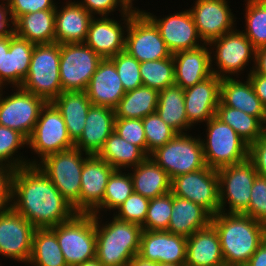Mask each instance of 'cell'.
Instances as JSON below:
<instances>
[{
    "mask_svg": "<svg viewBox=\"0 0 266 266\" xmlns=\"http://www.w3.org/2000/svg\"><path fill=\"white\" fill-rule=\"evenodd\" d=\"M11 207L35 228L54 227L76 214L74 208L37 165L14 171Z\"/></svg>",
    "mask_w": 266,
    "mask_h": 266,
    "instance_id": "1",
    "label": "cell"
},
{
    "mask_svg": "<svg viewBox=\"0 0 266 266\" xmlns=\"http://www.w3.org/2000/svg\"><path fill=\"white\" fill-rule=\"evenodd\" d=\"M225 266H245L266 239V225L240 213L219 212L211 218Z\"/></svg>",
    "mask_w": 266,
    "mask_h": 266,
    "instance_id": "2",
    "label": "cell"
},
{
    "mask_svg": "<svg viewBox=\"0 0 266 266\" xmlns=\"http://www.w3.org/2000/svg\"><path fill=\"white\" fill-rule=\"evenodd\" d=\"M102 219L95 215L96 258L103 266H128L138 255L142 227L113 216L105 224Z\"/></svg>",
    "mask_w": 266,
    "mask_h": 266,
    "instance_id": "3",
    "label": "cell"
},
{
    "mask_svg": "<svg viewBox=\"0 0 266 266\" xmlns=\"http://www.w3.org/2000/svg\"><path fill=\"white\" fill-rule=\"evenodd\" d=\"M89 156L74 147L51 154L37 164L76 213H80L81 173Z\"/></svg>",
    "mask_w": 266,
    "mask_h": 266,
    "instance_id": "4",
    "label": "cell"
},
{
    "mask_svg": "<svg viewBox=\"0 0 266 266\" xmlns=\"http://www.w3.org/2000/svg\"><path fill=\"white\" fill-rule=\"evenodd\" d=\"M59 65L60 44H35L27 76L20 87L52 102L63 92Z\"/></svg>",
    "mask_w": 266,
    "mask_h": 266,
    "instance_id": "5",
    "label": "cell"
},
{
    "mask_svg": "<svg viewBox=\"0 0 266 266\" xmlns=\"http://www.w3.org/2000/svg\"><path fill=\"white\" fill-rule=\"evenodd\" d=\"M206 126L205 139L201 137L206 166L219 169L248 159L249 145L233 128L216 116Z\"/></svg>",
    "mask_w": 266,
    "mask_h": 266,
    "instance_id": "6",
    "label": "cell"
},
{
    "mask_svg": "<svg viewBox=\"0 0 266 266\" xmlns=\"http://www.w3.org/2000/svg\"><path fill=\"white\" fill-rule=\"evenodd\" d=\"M51 229L55 232L65 262L76 266L96 257L95 215L76 213Z\"/></svg>",
    "mask_w": 266,
    "mask_h": 266,
    "instance_id": "7",
    "label": "cell"
},
{
    "mask_svg": "<svg viewBox=\"0 0 266 266\" xmlns=\"http://www.w3.org/2000/svg\"><path fill=\"white\" fill-rule=\"evenodd\" d=\"M27 146L39 157H34L33 161L28 159L29 165H37L51 154L75 147L60 111L52 102H46L42 107Z\"/></svg>",
    "mask_w": 266,
    "mask_h": 266,
    "instance_id": "8",
    "label": "cell"
},
{
    "mask_svg": "<svg viewBox=\"0 0 266 266\" xmlns=\"http://www.w3.org/2000/svg\"><path fill=\"white\" fill-rule=\"evenodd\" d=\"M149 157L166 171L171 180L206 167L199 134L198 137L188 133L177 134Z\"/></svg>",
    "mask_w": 266,
    "mask_h": 266,
    "instance_id": "9",
    "label": "cell"
},
{
    "mask_svg": "<svg viewBox=\"0 0 266 266\" xmlns=\"http://www.w3.org/2000/svg\"><path fill=\"white\" fill-rule=\"evenodd\" d=\"M208 45L211 46L212 73L221 79L233 76L238 78L246 66H249V63L251 65V61L255 63V48L243 31L237 28L214 39Z\"/></svg>",
    "mask_w": 266,
    "mask_h": 266,
    "instance_id": "10",
    "label": "cell"
},
{
    "mask_svg": "<svg viewBox=\"0 0 266 266\" xmlns=\"http://www.w3.org/2000/svg\"><path fill=\"white\" fill-rule=\"evenodd\" d=\"M220 212L243 214L249 206L251 188L258 175L253 163L243 162L217 169ZM228 204V208L227 207Z\"/></svg>",
    "mask_w": 266,
    "mask_h": 266,
    "instance_id": "11",
    "label": "cell"
},
{
    "mask_svg": "<svg viewBox=\"0 0 266 266\" xmlns=\"http://www.w3.org/2000/svg\"><path fill=\"white\" fill-rule=\"evenodd\" d=\"M126 32L125 51L140 63L169 58L172 55L158 27L142 10L131 9Z\"/></svg>",
    "mask_w": 266,
    "mask_h": 266,
    "instance_id": "12",
    "label": "cell"
},
{
    "mask_svg": "<svg viewBox=\"0 0 266 266\" xmlns=\"http://www.w3.org/2000/svg\"><path fill=\"white\" fill-rule=\"evenodd\" d=\"M103 58L85 43L60 44V83L62 91H86Z\"/></svg>",
    "mask_w": 266,
    "mask_h": 266,
    "instance_id": "13",
    "label": "cell"
},
{
    "mask_svg": "<svg viewBox=\"0 0 266 266\" xmlns=\"http://www.w3.org/2000/svg\"><path fill=\"white\" fill-rule=\"evenodd\" d=\"M14 89L15 92L4 97L5 91L0 88V125L20 132L28 139L46 101L21 87Z\"/></svg>",
    "mask_w": 266,
    "mask_h": 266,
    "instance_id": "14",
    "label": "cell"
},
{
    "mask_svg": "<svg viewBox=\"0 0 266 266\" xmlns=\"http://www.w3.org/2000/svg\"><path fill=\"white\" fill-rule=\"evenodd\" d=\"M171 192L205 208L212 216L220 212L217 169L206 166L181 174L171 181Z\"/></svg>",
    "mask_w": 266,
    "mask_h": 266,
    "instance_id": "15",
    "label": "cell"
},
{
    "mask_svg": "<svg viewBox=\"0 0 266 266\" xmlns=\"http://www.w3.org/2000/svg\"><path fill=\"white\" fill-rule=\"evenodd\" d=\"M36 228L12 207L0 212V255L28 263Z\"/></svg>",
    "mask_w": 266,
    "mask_h": 266,
    "instance_id": "16",
    "label": "cell"
},
{
    "mask_svg": "<svg viewBox=\"0 0 266 266\" xmlns=\"http://www.w3.org/2000/svg\"><path fill=\"white\" fill-rule=\"evenodd\" d=\"M226 0H196L189 10L204 44L235 29L236 18Z\"/></svg>",
    "mask_w": 266,
    "mask_h": 266,
    "instance_id": "17",
    "label": "cell"
},
{
    "mask_svg": "<svg viewBox=\"0 0 266 266\" xmlns=\"http://www.w3.org/2000/svg\"><path fill=\"white\" fill-rule=\"evenodd\" d=\"M158 27L168 50L173 54L181 50H192L204 45L198 35L190 10H182L167 16L156 15L142 10ZM200 41V42H199Z\"/></svg>",
    "mask_w": 266,
    "mask_h": 266,
    "instance_id": "18",
    "label": "cell"
},
{
    "mask_svg": "<svg viewBox=\"0 0 266 266\" xmlns=\"http://www.w3.org/2000/svg\"><path fill=\"white\" fill-rule=\"evenodd\" d=\"M121 17V20L117 21L108 16H98L93 17L90 22L84 43L103 59L125 51V30L131 19V10Z\"/></svg>",
    "mask_w": 266,
    "mask_h": 266,
    "instance_id": "19",
    "label": "cell"
},
{
    "mask_svg": "<svg viewBox=\"0 0 266 266\" xmlns=\"http://www.w3.org/2000/svg\"><path fill=\"white\" fill-rule=\"evenodd\" d=\"M187 238L167 230H143L138 256L159 263L186 264Z\"/></svg>",
    "mask_w": 266,
    "mask_h": 266,
    "instance_id": "20",
    "label": "cell"
},
{
    "mask_svg": "<svg viewBox=\"0 0 266 266\" xmlns=\"http://www.w3.org/2000/svg\"><path fill=\"white\" fill-rule=\"evenodd\" d=\"M115 169L97 155H90L81 173L80 213L92 214L102 203L106 185Z\"/></svg>",
    "mask_w": 266,
    "mask_h": 266,
    "instance_id": "21",
    "label": "cell"
},
{
    "mask_svg": "<svg viewBox=\"0 0 266 266\" xmlns=\"http://www.w3.org/2000/svg\"><path fill=\"white\" fill-rule=\"evenodd\" d=\"M221 78L213 74L192 87L184 89L185 110L188 122L193 126L204 124L216 114L220 102Z\"/></svg>",
    "mask_w": 266,
    "mask_h": 266,
    "instance_id": "22",
    "label": "cell"
},
{
    "mask_svg": "<svg viewBox=\"0 0 266 266\" xmlns=\"http://www.w3.org/2000/svg\"><path fill=\"white\" fill-rule=\"evenodd\" d=\"M115 109L91 105L80 137L74 142L75 148L88 155H98L105 141L114 131Z\"/></svg>",
    "mask_w": 266,
    "mask_h": 266,
    "instance_id": "23",
    "label": "cell"
},
{
    "mask_svg": "<svg viewBox=\"0 0 266 266\" xmlns=\"http://www.w3.org/2000/svg\"><path fill=\"white\" fill-rule=\"evenodd\" d=\"M208 46L204 44L196 49L181 50L172 54L176 85L187 89L213 75Z\"/></svg>",
    "mask_w": 266,
    "mask_h": 266,
    "instance_id": "24",
    "label": "cell"
},
{
    "mask_svg": "<svg viewBox=\"0 0 266 266\" xmlns=\"http://www.w3.org/2000/svg\"><path fill=\"white\" fill-rule=\"evenodd\" d=\"M125 93L116 66L109 58L103 59L86 89L92 105L115 109Z\"/></svg>",
    "mask_w": 266,
    "mask_h": 266,
    "instance_id": "25",
    "label": "cell"
},
{
    "mask_svg": "<svg viewBox=\"0 0 266 266\" xmlns=\"http://www.w3.org/2000/svg\"><path fill=\"white\" fill-rule=\"evenodd\" d=\"M66 5L56 6L55 42L84 43L93 16L75 0H67Z\"/></svg>",
    "mask_w": 266,
    "mask_h": 266,
    "instance_id": "26",
    "label": "cell"
},
{
    "mask_svg": "<svg viewBox=\"0 0 266 266\" xmlns=\"http://www.w3.org/2000/svg\"><path fill=\"white\" fill-rule=\"evenodd\" d=\"M34 43L15 35H10V48L1 59L0 88L20 87L27 76ZM5 86V87H4Z\"/></svg>",
    "mask_w": 266,
    "mask_h": 266,
    "instance_id": "27",
    "label": "cell"
},
{
    "mask_svg": "<svg viewBox=\"0 0 266 266\" xmlns=\"http://www.w3.org/2000/svg\"><path fill=\"white\" fill-rule=\"evenodd\" d=\"M186 266H225L219 235L210 223L187 238Z\"/></svg>",
    "mask_w": 266,
    "mask_h": 266,
    "instance_id": "28",
    "label": "cell"
},
{
    "mask_svg": "<svg viewBox=\"0 0 266 266\" xmlns=\"http://www.w3.org/2000/svg\"><path fill=\"white\" fill-rule=\"evenodd\" d=\"M211 218L212 215L201 205L172 193V214L167 231L188 238L207 227Z\"/></svg>",
    "mask_w": 266,
    "mask_h": 266,
    "instance_id": "29",
    "label": "cell"
},
{
    "mask_svg": "<svg viewBox=\"0 0 266 266\" xmlns=\"http://www.w3.org/2000/svg\"><path fill=\"white\" fill-rule=\"evenodd\" d=\"M246 81L237 77L222 78L220 85V102L228 107L239 109L246 114L257 117L260 121L266 108L256 96L249 78ZM243 81V82H242Z\"/></svg>",
    "mask_w": 266,
    "mask_h": 266,
    "instance_id": "30",
    "label": "cell"
},
{
    "mask_svg": "<svg viewBox=\"0 0 266 266\" xmlns=\"http://www.w3.org/2000/svg\"><path fill=\"white\" fill-rule=\"evenodd\" d=\"M129 172L133 182L134 192L146 198L153 199L171 191V179L161 167L150 157Z\"/></svg>",
    "mask_w": 266,
    "mask_h": 266,
    "instance_id": "31",
    "label": "cell"
},
{
    "mask_svg": "<svg viewBox=\"0 0 266 266\" xmlns=\"http://www.w3.org/2000/svg\"><path fill=\"white\" fill-rule=\"evenodd\" d=\"M52 103L60 111L69 136L75 142L83 132L92 105L86 91H63Z\"/></svg>",
    "mask_w": 266,
    "mask_h": 266,
    "instance_id": "32",
    "label": "cell"
},
{
    "mask_svg": "<svg viewBox=\"0 0 266 266\" xmlns=\"http://www.w3.org/2000/svg\"><path fill=\"white\" fill-rule=\"evenodd\" d=\"M14 34L34 44L55 42V10H40L19 16Z\"/></svg>",
    "mask_w": 266,
    "mask_h": 266,
    "instance_id": "33",
    "label": "cell"
},
{
    "mask_svg": "<svg viewBox=\"0 0 266 266\" xmlns=\"http://www.w3.org/2000/svg\"><path fill=\"white\" fill-rule=\"evenodd\" d=\"M156 112L178 134L187 133L192 129L186 115L184 89L179 85L173 84L159 91Z\"/></svg>",
    "mask_w": 266,
    "mask_h": 266,
    "instance_id": "34",
    "label": "cell"
},
{
    "mask_svg": "<svg viewBox=\"0 0 266 266\" xmlns=\"http://www.w3.org/2000/svg\"><path fill=\"white\" fill-rule=\"evenodd\" d=\"M97 156L115 170L125 169L123 171L136 167L148 157L138 146L127 142L115 131L107 138Z\"/></svg>",
    "mask_w": 266,
    "mask_h": 266,
    "instance_id": "35",
    "label": "cell"
},
{
    "mask_svg": "<svg viewBox=\"0 0 266 266\" xmlns=\"http://www.w3.org/2000/svg\"><path fill=\"white\" fill-rule=\"evenodd\" d=\"M159 92L147 86H140L127 91L115 108L116 118L143 119L155 113L158 105Z\"/></svg>",
    "mask_w": 266,
    "mask_h": 266,
    "instance_id": "36",
    "label": "cell"
},
{
    "mask_svg": "<svg viewBox=\"0 0 266 266\" xmlns=\"http://www.w3.org/2000/svg\"><path fill=\"white\" fill-rule=\"evenodd\" d=\"M31 266H68L60 249L55 232L51 228H36L33 235Z\"/></svg>",
    "mask_w": 266,
    "mask_h": 266,
    "instance_id": "37",
    "label": "cell"
},
{
    "mask_svg": "<svg viewBox=\"0 0 266 266\" xmlns=\"http://www.w3.org/2000/svg\"><path fill=\"white\" fill-rule=\"evenodd\" d=\"M215 116L229 125L248 144L260 138V120L245 112L219 102Z\"/></svg>",
    "mask_w": 266,
    "mask_h": 266,
    "instance_id": "38",
    "label": "cell"
},
{
    "mask_svg": "<svg viewBox=\"0 0 266 266\" xmlns=\"http://www.w3.org/2000/svg\"><path fill=\"white\" fill-rule=\"evenodd\" d=\"M126 173L122 170L113 171L108 179L103 201L92 214L101 215V211H115L134 192L130 173Z\"/></svg>",
    "mask_w": 266,
    "mask_h": 266,
    "instance_id": "39",
    "label": "cell"
},
{
    "mask_svg": "<svg viewBox=\"0 0 266 266\" xmlns=\"http://www.w3.org/2000/svg\"><path fill=\"white\" fill-rule=\"evenodd\" d=\"M140 76L144 86L158 92L175 84L173 56L140 63Z\"/></svg>",
    "mask_w": 266,
    "mask_h": 266,
    "instance_id": "40",
    "label": "cell"
},
{
    "mask_svg": "<svg viewBox=\"0 0 266 266\" xmlns=\"http://www.w3.org/2000/svg\"><path fill=\"white\" fill-rule=\"evenodd\" d=\"M243 33L255 49L266 46V0H246Z\"/></svg>",
    "mask_w": 266,
    "mask_h": 266,
    "instance_id": "41",
    "label": "cell"
},
{
    "mask_svg": "<svg viewBox=\"0 0 266 266\" xmlns=\"http://www.w3.org/2000/svg\"><path fill=\"white\" fill-rule=\"evenodd\" d=\"M25 145L27 147L28 139L23 134L0 125V164L10 166L15 170L29 166L28 158L21 156V153L18 154V151Z\"/></svg>",
    "mask_w": 266,
    "mask_h": 266,
    "instance_id": "42",
    "label": "cell"
},
{
    "mask_svg": "<svg viewBox=\"0 0 266 266\" xmlns=\"http://www.w3.org/2000/svg\"><path fill=\"white\" fill-rule=\"evenodd\" d=\"M147 141V156L172 140L178 133L169 127L157 112L142 119Z\"/></svg>",
    "mask_w": 266,
    "mask_h": 266,
    "instance_id": "43",
    "label": "cell"
},
{
    "mask_svg": "<svg viewBox=\"0 0 266 266\" xmlns=\"http://www.w3.org/2000/svg\"><path fill=\"white\" fill-rule=\"evenodd\" d=\"M172 214V192L150 199L143 230H167Z\"/></svg>",
    "mask_w": 266,
    "mask_h": 266,
    "instance_id": "44",
    "label": "cell"
},
{
    "mask_svg": "<svg viewBox=\"0 0 266 266\" xmlns=\"http://www.w3.org/2000/svg\"><path fill=\"white\" fill-rule=\"evenodd\" d=\"M116 66V71L123 84L125 92L143 85L140 76V62L126 51L109 58Z\"/></svg>",
    "mask_w": 266,
    "mask_h": 266,
    "instance_id": "45",
    "label": "cell"
},
{
    "mask_svg": "<svg viewBox=\"0 0 266 266\" xmlns=\"http://www.w3.org/2000/svg\"><path fill=\"white\" fill-rule=\"evenodd\" d=\"M150 200L133 192L120 206L113 216L119 220L142 226L144 224ZM116 213V214H115Z\"/></svg>",
    "mask_w": 266,
    "mask_h": 266,
    "instance_id": "46",
    "label": "cell"
},
{
    "mask_svg": "<svg viewBox=\"0 0 266 266\" xmlns=\"http://www.w3.org/2000/svg\"><path fill=\"white\" fill-rule=\"evenodd\" d=\"M114 131L127 142L138 146L147 155V141L142 119L115 118Z\"/></svg>",
    "mask_w": 266,
    "mask_h": 266,
    "instance_id": "47",
    "label": "cell"
},
{
    "mask_svg": "<svg viewBox=\"0 0 266 266\" xmlns=\"http://www.w3.org/2000/svg\"><path fill=\"white\" fill-rule=\"evenodd\" d=\"M243 214L266 225V178L256 176L251 188L248 209Z\"/></svg>",
    "mask_w": 266,
    "mask_h": 266,
    "instance_id": "48",
    "label": "cell"
},
{
    "mask_svg": "<svg viewBox=\"0 0 266 266\" xmlns=\"http://www.w3.org/2000/svg\"><path fill=\"white\" fill-rule=\"evenodd\" d=\"M93 17L110 16L109 14L119 10L122 14H127L131 8L123 0H81L77 1ZM119 7V8H118ZM117 8V9H116Z\"/></svg>",
    "mask_w": 266,
    "mask_h": 266,
    "instance_id": "49",
    "label": "cell"
},
{
    "mask_svg": "<svg viewBox=\"0 0 266 266\" xmlns=\"http://www.w3.org/2000/svg\"><path fill=\"white\" fill-rule=\"evenodd\" d=\"M55 0H7L15 21L19 16L40 10H56ZM56 4V5H55Z\"/></svg>",
    "mask_w": 266,
    "mask_h": 266,
    "instance_id": "50",
    "label": "cell"
},
{
    "mask_svg": "<svg viewBox=\"0 0 266 266\" xmlns=\"http://www.w3.org/2000/svg\"><path fill=\"white\" fill-rule=\"evenodd\" d=\"M15 169L0 164V212L12 206V178Z\"/></svg>",
    "mask_w": 266,
    "mask_h": 266,
    "instance_id": "51",
    "label": "cell"
},
{
    "mask_svg": "<svg viewBox=\"0 0 266 266\" xmlns=\"http://www.w3.org/2000/svg\"><path fill=\"white\" fill-rule=\"evenodd\" d=\"M248 159L253 163L257 174L266 178V140L258 138L249 145Z\"/></svg>",
    "mask_w": 266,
    "mask_h": 266,
    "instance_id": "52",
    "label": "cell"
},
{
    "mask_svg": "<svg viewBox=\"0 0 266 266\" xmlns=\"http://www.w3.org/2000/svg\"><path fill=\"white\" fill-rule=\"evenodd\" d=\"M13 33L14 20L12 18L9 4L7 0H0V37L10 36Z\"/></svg>",
    "mask_w": 266,
    "mask_h": 266,
    "instance_id": "53",
    "label": "cell"
},
{
    "mask_svg": "<svg viewBox=\"0 0 266 266\" xmlns=\"http://www.w3.org/2000/svg\"><path fill=\"white\" fill-rule=\"evenodd\" d=\"M247 76L253 85L256 96L266 108V76L257 74L254 70L249 74L247 73Z\"/></svg>",
    "mask_w": 266,
    "mask_h": 266,
    "instance_id": "54",
    "label": "cell"
},
{
    "mask_svg": "<svg viewBox=\"0 0 266 266\" xmlns=\"http://www.w3.org/2000/svg\"><path fill=\"white\" fill-rule=\"evenodd\" d=\"M249 70V73L254 70L257 74L266 76V46L255 49V63H252Z\"/></svg>",
    "mask_w": 266,
    "mask_h": 266,
    "instance_id": "55",
    "label": "cell"
},
{
    "mask_svg": "<svg viewBox=\"0 0 266 266\" xmlns=\"http://www.w3.org/2000/svg\"><path fill=\"white\" fill-rule=\"evenodd\" d=\"M245 266H266V239L257 248Z\"/></svg>",
    "mask_w": 266,
    "mask_h": 266,
    "instance_id": "56",
    "label": "cell"
},
{
    "mask_svg": "<svg viewBox=\"0 0 266 266\" xmlns=\"http://www.w3.org/2000/svg\"><path fill=\"white\" fill-rule=\"evenodd\" d=\"M128 266H157V262L148 261L135 255Z\"/></svg>",
    "mask_w": 266,
    "mask_h": 266,
    "instance_id": "57",
    "label": "cell"
},
{
    "mask_svg": "<svg viewBox=\"0 0 266 266\" xmlns=\"http://www.w3.org/2000/svg\"><path fill=\"white\" fill-rule=\"evenodd\" d=\"M10 48V36L0 37V69H1V59L3 57L4 51H8Z\"/></svg>",
    "mask_w": 266,
    "mask_h": 266,
    "instance_id": "58",
    "label": "cell"
},
{
    "mask_svg": "<svg viewBox=\"0 0 266 266\" xmlns=\"http://www.w3.org/2000/svg\"><path fill=\"white\" fill-rule=\"evenodd\" d=\"M260 138L266 140V110L260 121Z\"/></svg>",
    "mask_w": 266,
    "mask_h": 266,
    "instance_id": "59",
    "label": "cell"
},
{
    "mask_svg": "<svg viewBox=\"0 0 266 266\" xmlns=\"http://www.w3.org/2000/svg\"><path fill=\"white\" fill-rule=\"evenodd\" d=\"M76 266H103V264L95 257Z\"/></svg>",
    "mask_w": 266,
    "mask_h": 266,
    "instance_id": "60",
    "label": "cell"
},
{
    "mask_svg": "<svg viewBox=\"0 0 266 266\" xmlns=\"http://www.w3.org/2000/svg\"><path fill=\"white\" fill-rule=\"evenodd\" d=\"M131 9H136V10H140L139 8H134L133 6V1L134 0H123ZM133 6V7H132Z\"/></svg>",
    "mask_w": 266,
    "mask_h": 266,
    "instance_id": "61",
    "label": "cell"
},
{
    "mask_svg": "<svg viewBox=\"0 0 266 266\" xmlns=\"http://www.w3.org/2000/svg\"><path fill=\"white\" fill-rule=\"evenodd\" d=\"M157 266H186L182 264L157 263Z\"/></svg>",
    "mask_w": 266,
    "mask_h": 266,
    "instance_id": "62",
    "label": "cell"
}]
</instances>
